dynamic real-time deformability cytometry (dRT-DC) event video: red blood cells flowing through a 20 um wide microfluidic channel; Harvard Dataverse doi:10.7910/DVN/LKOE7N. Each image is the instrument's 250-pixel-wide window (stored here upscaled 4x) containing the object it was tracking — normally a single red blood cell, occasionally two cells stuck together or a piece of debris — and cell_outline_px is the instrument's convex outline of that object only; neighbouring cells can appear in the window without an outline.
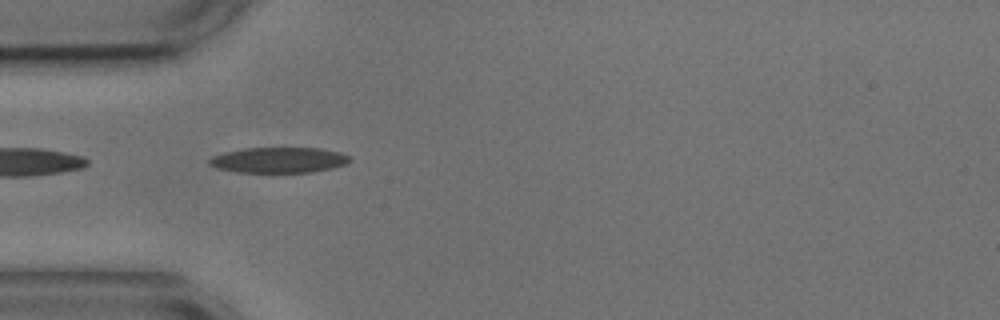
{"species": "common noctule bat (a hibernating species)", "species_latin": "Nyctalus noctula", "temperature_condition": "cold", "stored_images_in_passage": 23, "camera_frame_rate_fps": 3000, "um_per_image_px": 0.085, "animal": {"sex": "male", "body_mass_g": 17.9, "forearm_length_mm": 54.2}, "frame": {"image": 1, "passage_image": 1, "time_ms": 0.0, "image_size_px": [1000, 320], "cell_outline_px": [[352, 160], [344, 164], [332, 168], [312, 172], [236, 172], [216, 168], [208, 164], [208, 160], [212, 156], [224, 152], [244, 148], [320, 148], [340, 152], [348, 156]], "centroid_in_image_um": [23.66, 13.6], "position_along_channel_um": 61.3, "area_um2": 20.92}}